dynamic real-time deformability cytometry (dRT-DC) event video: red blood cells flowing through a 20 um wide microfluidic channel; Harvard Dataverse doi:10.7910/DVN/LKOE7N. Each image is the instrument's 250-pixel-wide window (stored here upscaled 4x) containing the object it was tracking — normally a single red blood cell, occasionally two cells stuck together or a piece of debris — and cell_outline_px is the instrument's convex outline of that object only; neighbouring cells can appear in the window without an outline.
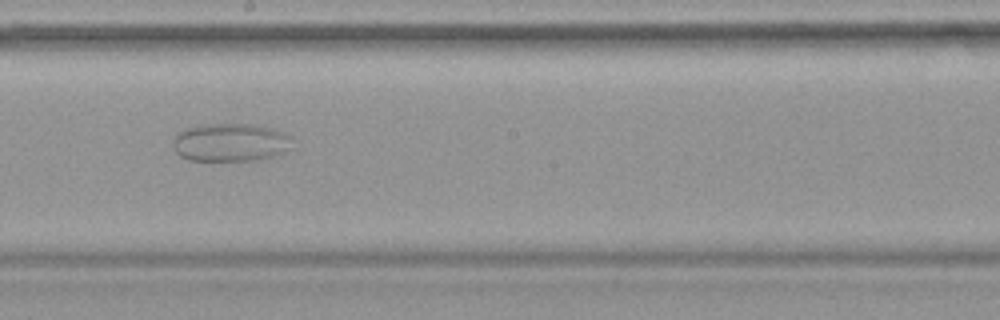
{"species": "common noctule bat (a hibernating species)", "species_latin": "Nyctalus noctula", "temperature_condition": "warm", "stored_images_in_passage": 36, "camera_frame_rate_fps": 3000, "um_per_image_px": 0.085, "animal": {"sex": "female", "body_mass_g": 19.9}, "frame": {"image": 1, "passage_image": 15, "time_ms": 4.667, "image_size_px": [1000, 320], "cell_outline_px": [[292, 148], [284, 152], [260, 160], [188, 160], [180, 156], [172, 148], [172, 140], [176, 132], [184, 128], [204, 124], [252, 124], [272, 128], [284, 132], [292, 136]], "centroid_in_image_um": [19.57, 12.09], "position_along_channel_um": 228.6, "area_um2": 26.99}}
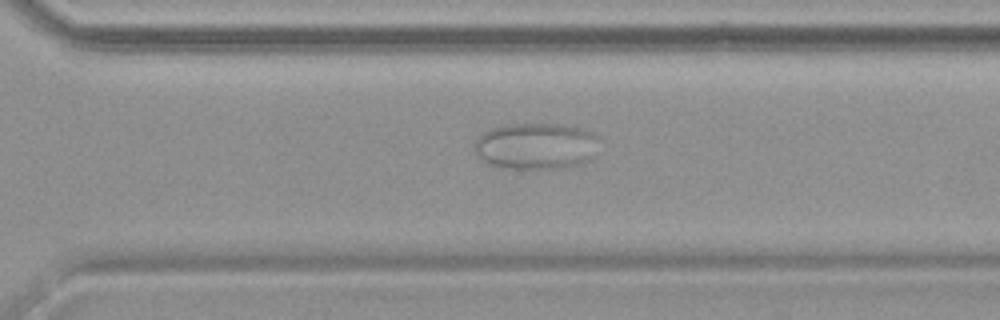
{"frame": {"image": 2, "passage_image": 22, "time_ms": 7.0, "image_size_px": [1000, 320], "cell_outline_px": [[596, 136], [592, 156], [588, 160], [572, 168], [512, 168], [488, 164], [476, 156], [476, 140], [484, 132], [492, 128], [504, 124], [564, 124], [584, 128], [592, 132]], "centroid_in_image_um": [45.54, 12.41], "position_along_channel_um": 325.1, "area_um2": 33.58}}
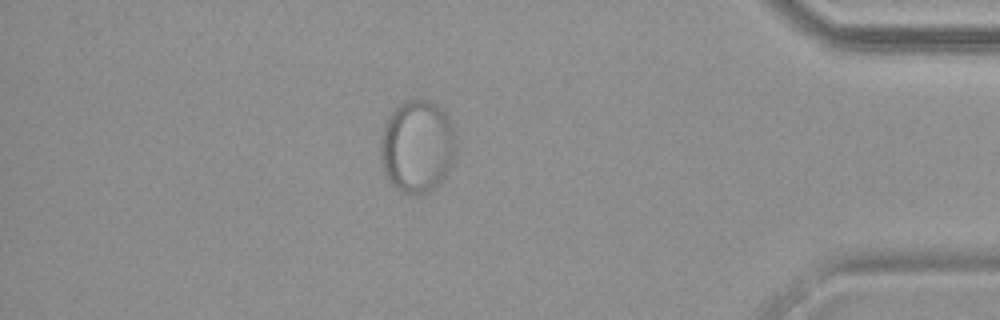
{"frame": {"image": 3, "passage_image": 30, "time_ms": 9.667, "image_size_px": [1000, 320], "cell_outline_px": [[456, 156], [452, 164], [444, 176], [428, 192], [420, 196], [408, 196], [396, 188], [388, 180], [384, 172], [380, 160], [380, 140], [384, 124], [388, 116], [404, 100], [428, 100], [436, 104], [448, 116], [456, 136]], "centroid_in_image_um": [35.45, 12.46], "position_along_channel_um": 399.7, "area_um2": 41.27}}